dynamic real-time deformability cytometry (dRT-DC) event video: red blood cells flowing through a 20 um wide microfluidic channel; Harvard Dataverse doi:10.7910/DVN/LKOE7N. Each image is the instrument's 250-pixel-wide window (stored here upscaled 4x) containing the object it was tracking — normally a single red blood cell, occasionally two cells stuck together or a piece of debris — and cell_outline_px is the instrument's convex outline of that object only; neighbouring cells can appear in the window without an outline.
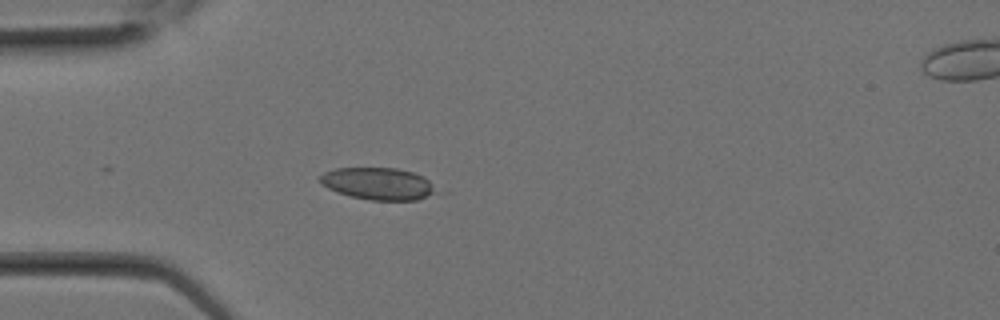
{"species": "Egyptian fruit bat (a non-hibernating species)", "species_latin": "Rousettus aegyptiacus", "temperature_condition": "room temperature", "stored_images_in_passage": 13, "camera_frame_rate_fps": 3000, "um_per_image_px": 0.085, "animal": {"sex": "female"}, "frame": {"image": 1, "passage_image": 6, "time_ms": 1.667, "image_size_px": [1000, 320], "cell_outline_px": [[440, 192], [416, 200], [368, 200], [336, 192], [328, 188], [320, 180], [320, 176], [324, 172], [336, 168], [396, 168], [412, 172], [424, 176]], "centroid_in_image_um": [32.18, 15.61], "position_along_channel_um": 52.8, "area_um2": 21.68}}
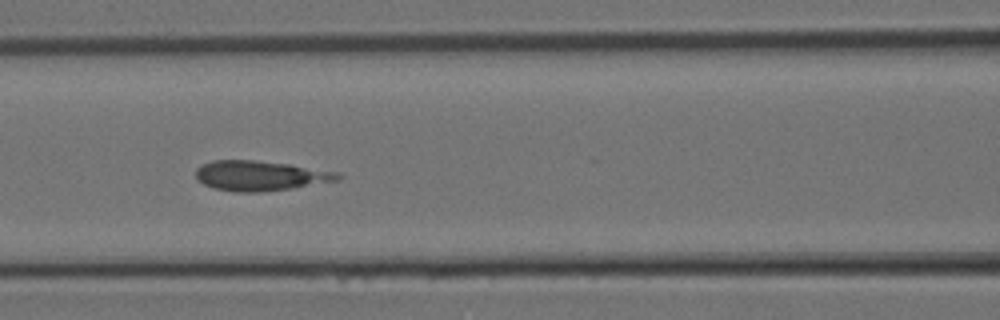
{"frame": {"image": 2, "passage_image": 10, "time_ms": 3.0, "image_size_px": [1000, 320], "cell_outline_px": [[344, 176], [340, 180], [292, 188], [264, 192], [236, 192], [216, 188], [204, 184], [196, 180], [196, 168], [212, 160], [256, 160], [288, 164], [340, 172]], "centroid_in_image_um": [22.15, 14.93], "position_along_channel_um": 144.4, "area_um2": 24.91}}
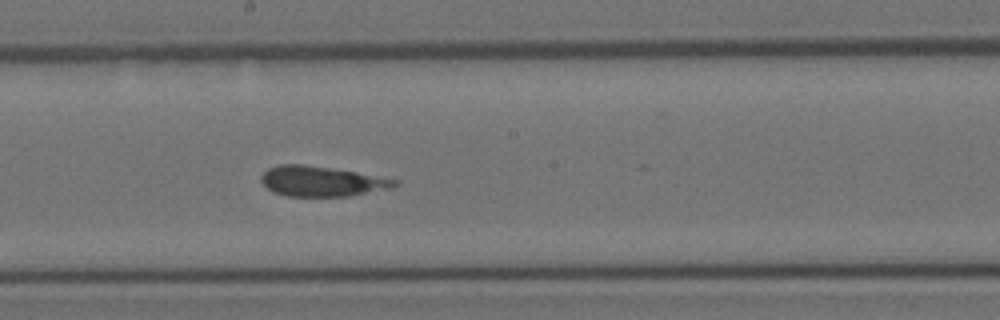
{"frame": {"image": 3, "passage_image": 13, "time_ms": 4.0, "image_size_px": [1000, 320], "cell_outline_px": [[400, 184], [392, 188], [352, 196], [288, 196], [272, 192], [260, 180], [260, 176], [268, 168], [276, 164], [304, 164], [356, 172], [400, 180]], "centroid_in_image_um": [27.35, 15.41], "position_along_channel_um": 220.8, "area_um2": 23.64}}